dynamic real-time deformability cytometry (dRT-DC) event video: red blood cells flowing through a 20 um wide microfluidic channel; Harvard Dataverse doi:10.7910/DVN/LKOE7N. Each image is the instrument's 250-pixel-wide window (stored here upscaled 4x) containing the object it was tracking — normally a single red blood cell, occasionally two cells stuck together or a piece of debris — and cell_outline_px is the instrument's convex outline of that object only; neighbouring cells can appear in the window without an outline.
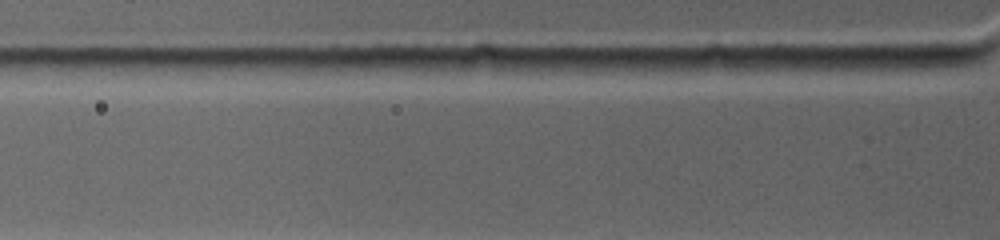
{"species": "common noctule bat (a hibernating species)", "species_latin": "Nyctalus noctula", "temperature_condition": "warm", "stored_images_in_passage": 3, "camera_frame_rate_fps": 4500, "um_per_image_px": 0.085, "animal": {"sex": "female", "body_mass_g": 19.0, "forearm_length_mm": 53.3}, "frame": {"image": 1, "passage_image": 3, "time_ms": 1.111, "image_size_px": [1000, 240], "cell_outline_px": [[972, 60], [960, 64], [940, 68], [880, 76], [844, 68], [864, 56], [968, 56]], "centroid_in_image_um": [76.81, 5.43], "position_along_channel_um": 49.0, "area_um2": 12.14}}